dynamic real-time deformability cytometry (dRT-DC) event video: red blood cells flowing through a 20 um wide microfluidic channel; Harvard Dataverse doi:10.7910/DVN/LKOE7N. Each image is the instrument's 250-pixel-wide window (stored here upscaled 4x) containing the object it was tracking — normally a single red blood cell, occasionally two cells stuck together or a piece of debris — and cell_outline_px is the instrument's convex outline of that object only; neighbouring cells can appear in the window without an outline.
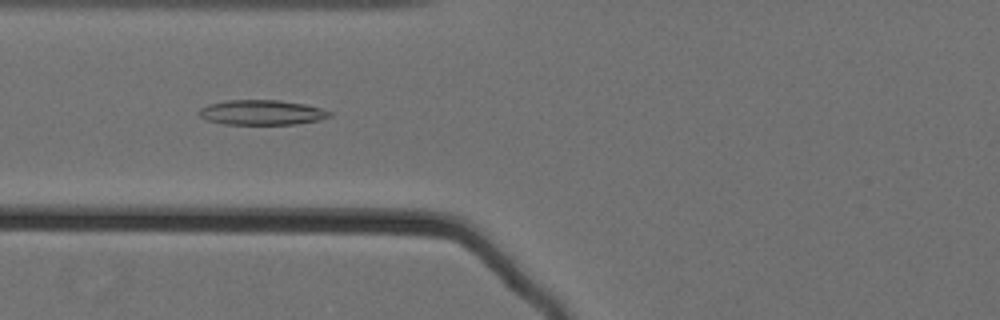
{"species": "Egyptian fruit bat (a non-hibernating species)", "species_latin": "Rousettus aegyptiacus", "temperature_condition": "cold", "stored_images_in_passage": 58, "camera_frame_rate_fps": 3000, "um_per_image_px": 0.085, "animal": {"sex": "female"}, "frame": {"image": 1, "passage_image": 25, "time_ms": 8.0, "image_size_px": [1000, 320], "cell_outline_px": [[332, 116], [320, 120], [296, 124], [224, 124], [208, 120], [200, 116], [200, 108], [208, 104], [228, 100], [280, 100], [304, 104], [320, 108], [332, 112]], "centroid_in_image_um": [22.28, 9.56], "position_along_channel_um": 103.5, "area_um2": 18.9}}
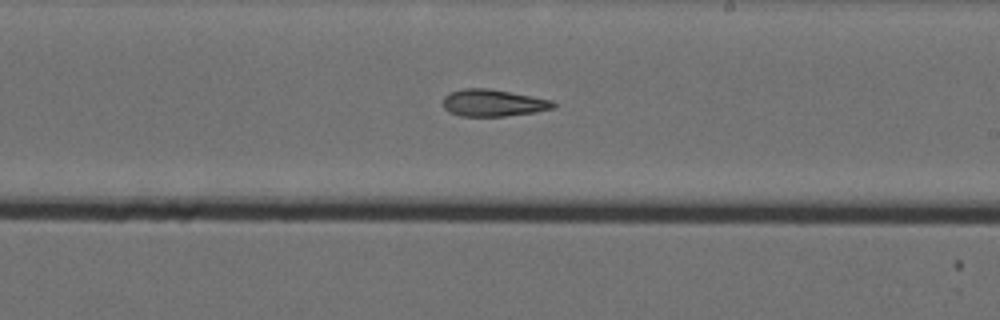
{"frame": {"image": 2, "passage_image": 37, "time_ms": 12.0, "image_size_px": [1000, 320], "cell_outline_px": [[556, 108], [532, 112], [504, 116], [460, 116], [448, 112], [444, 108], [444, 96], [452, 92], [464, 88], [488, 88], [532, 96], [552, 100], [556, 104]], "centroid_in_image_um": [41.92, 8.75], "position_along_channel_um": 247.1, "area_um2": 17.22}}
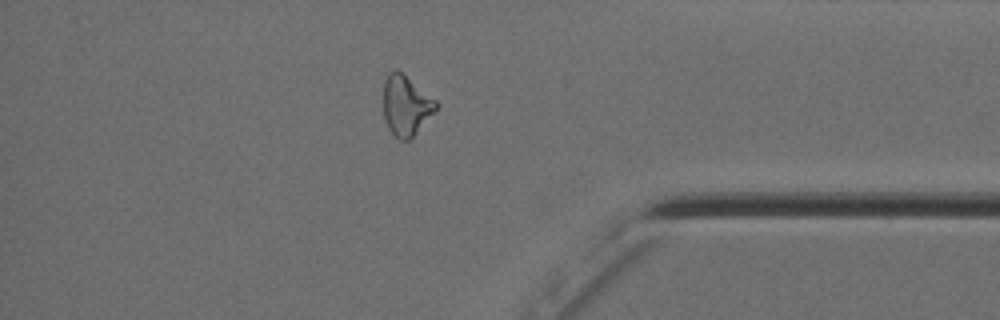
{"frame": {"image": 3, "passage_image": 51, "time_ms": 16.667, "image_size_px": [1000, 320], "cell_outline_px": [[440, 104], [412, 136], [408, 140], [400, 140], [388, 128], [384, 116], [384, 80], [396, 68], [436, 100]], "centroid_in_image_um": [34.5, 8.95], "position_along_channel_um": 400.7, "area_um2": 17.86}, "authors_computed_cell_mechanics": {"area_um2": 18.9873, "velocity_mm_per_s": 3.5774, "shape_relaxation_time_tau1_ms": 10.4377, "shape_relaxation_time_tau2_ms": 4.7562, "deformation_change_tau1": 0.1972, "deformation_change_tau2": 0.1295}}